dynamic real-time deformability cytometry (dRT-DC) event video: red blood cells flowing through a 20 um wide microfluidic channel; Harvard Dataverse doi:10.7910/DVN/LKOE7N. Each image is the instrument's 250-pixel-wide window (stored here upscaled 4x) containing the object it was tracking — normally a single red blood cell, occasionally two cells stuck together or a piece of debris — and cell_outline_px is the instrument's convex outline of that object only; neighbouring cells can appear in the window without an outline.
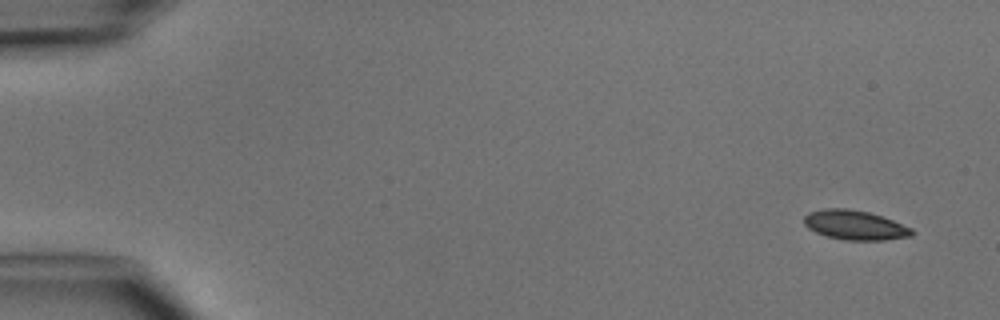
{"species": "common noctule bat (a hibernating species)", "species_latin": "Nyctalus noctula", "temperature_condition": "cold", "stored_images_in_passage": 5, "camera_frame_rate_fps": 3000, "um_per_image_px": 0.085, "animal": {"sex": "male", "body_mass_g": 15.6}, "frame": {"image": 1, "passage_image": 1, "time_ms": 0.0, "image_size_px": [1000, 320], "cell_outline_px": [[916, 232], [912, 236], [884, 240], [844, 240], [824, 236], [808, 228], [804, 224], [804, 216], [808, 212], [824, 208], [848, 208], [868, 212], [892, 220], [912, 228]], "centroid_in_image_um": [72.65, 19.13], "position_along_channel_um": 12.3, "area_um2": 18.67}}
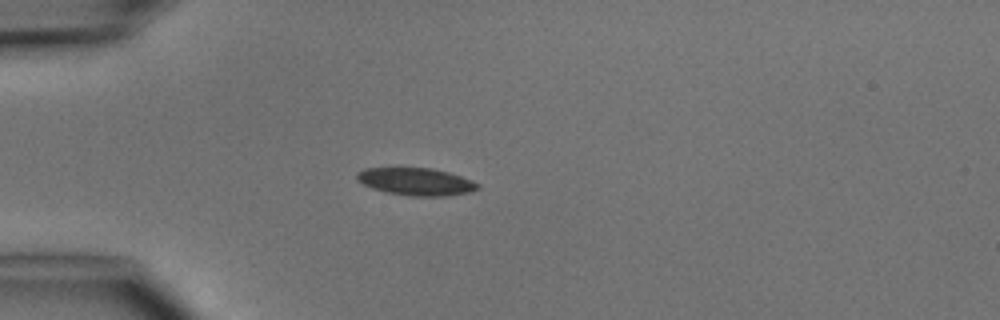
{"frame": {"image": 2, "passage_image": 4, "time_ms": 3.667, "image_size_px": [1000, 320], "cell_outline_px": [[480, 188], [468, 192], [448, 196], [412, 196], [388, 192], [372, 188], [356, 180], [356, 172], [364, 168], [432, 168], [448, 172], [472, 180], [480, 184]], "centroid_in_image_um": [35.36, 15.43], "position_along_channel_um": 49.6, "area_um2": 19.31}}